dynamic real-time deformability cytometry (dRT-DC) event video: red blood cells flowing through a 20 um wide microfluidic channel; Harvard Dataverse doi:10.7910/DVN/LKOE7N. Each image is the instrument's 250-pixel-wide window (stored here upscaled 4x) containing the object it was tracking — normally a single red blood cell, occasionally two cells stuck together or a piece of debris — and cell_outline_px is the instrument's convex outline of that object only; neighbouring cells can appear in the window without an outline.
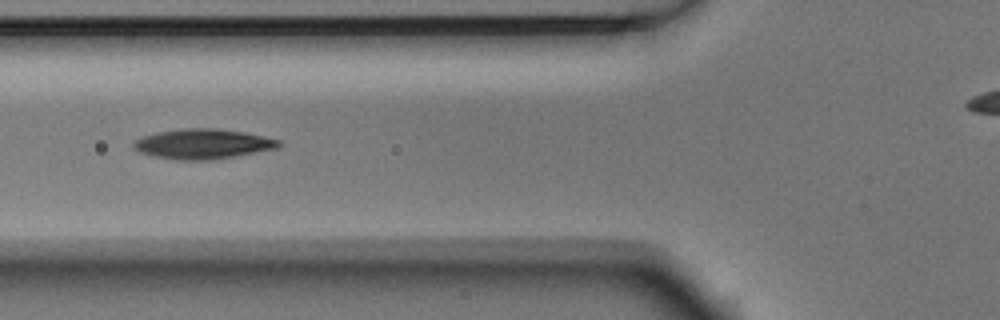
{"species": "Egyptian fruit bat (a non-hibernating species)", "species_latin": "Rousettus aegyptiacus", "temperature_condition": "room temperature", "stored_images_in_passage": 10, "segment_of_instrument_passage": [1, 2], "camera_frame_rate_fps": 3000, "um_per_image_px": 0.085, "animal": {"sex": "male"}, "frame": {"image": 1, "passage_image": 5, "time_ms": 1.333, "image_size_px": [1000, 320], "cell_outline_px": [[280, 144], [276, 148], [212, 160], [176, 160], [156, 156], [140, 152], [132, 148], [132, 144], [136, 140], [144, 136], [156, 132], [184, 128], [216, 128], [244, 132], [264, 136], [280, 140]], "centroid_in_image_um": [17.21, 12.23], "position_along_channel_um": 108.6, "area_um2": 25.14}}
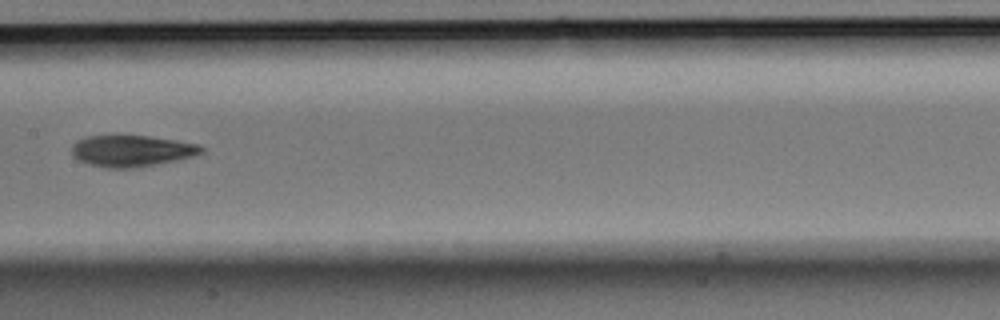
{"frame": {"image": 2, "passage_image": 7, "time_ms": 2.0, "image_size_px": [1000, 320], "cell_outline_px": [[204, 152], [192, 156], [176, 160], [136, 168], [108, 168], [88, 164], [72, 156], [72, 144], [76, 140], [88, 136], [148, 136], [200, 144], [204, 148]], "centroid_in_image_um": [11.18, 12.83], "position_along_channel_um": 196.2, "area_um2": 23.64}}
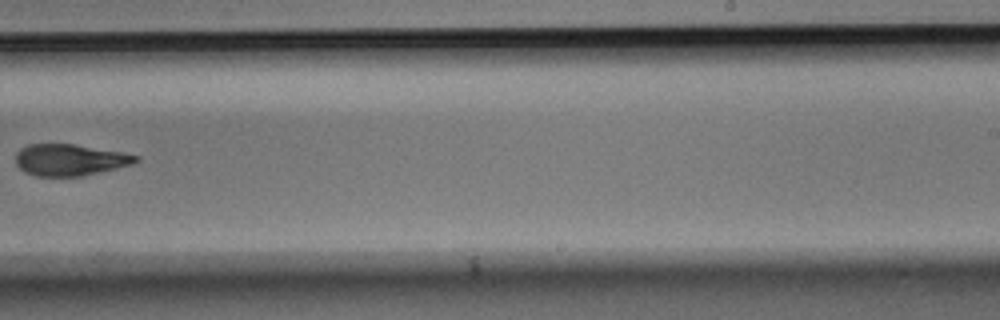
{"frame": {"image": 3, "passage_image": 9, "time_ms": 2.667, "image_size_px": [1000, 320], "cell_outline_px": [[140, 160], [132, 164], [84, 176], [36, 176], [24, 172], [16, 164], [16, 152], [20, 148], [28, 144], [72, 144], [120, 152], [140, 156]], "centroid_in_image_um": [5.91, 13.59], "position_along_channel_um": 283.1, "area_um2": 22.02}}